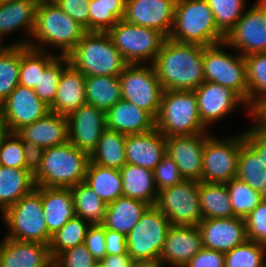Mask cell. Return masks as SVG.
Masks as SVG:
<instances>
[{
	"mask_svg": "<svg viewBox=\"0 0 266 267\" xmlns=\"http://www.w3.org/2000/svg\"><path fill=\"white\" fill-rule=\"evenodd\" d=\"M204 46L169 38L152 64L164 90L194 91L204 81Z\"/></svg>",
	"mask_w": 266,
	"mask_h": 267,
	"instance_id": "6da1fadb",
	"label": "cell"
},
{
	"mask_svg": "<svg viewBox=\"0 0 266 267\" xmlns=\"http://www.w3.org/2000/svg\"><path fill=\"white\" fill-rule=\"evenodd\" d=\"M86 32V29L66 14L54 0H39L31 36L34 37V42L24 40L10 45H25L41 51H45L47 46H53L61 50L59 55L67 56Z\"/></svg>",
	"mask_w": 266,
	"mask_h": 267,
	"instance_id": "7a4b0ae2",
	"label": "cell"
},
{
	"mask_svg": "<svg viewBox=\"0 0 266 267\" xmlns=\"http://www.w3.org/2000/svg\"><path fill=\"white\" fill-rule=\"evenodd\" d=\"M67 57L85 77L119 76L128 65L107 32L87 31Z\"/></svg>",
	"mask_w": 266,
	"mask_h": 267,
	"instance_id": "3957f363",
	"label": "cell"
},
{
	"mask_svg": "<svg viewBox=\"0 0 266 267\" xmlns=\"http://www.w3.org/2000/svg\"><path fill=\"white\" fill-rule=\"evenodd\" d=\"M169 39L188 44L212 46L224 42L206 0H177Z\"/></svg>",
	"mask_w": 266,
	"mask_h": 267,
	"instance_id": "277c9868",
	"label": "cell"
},
{
	"mask_svg": "<svg viewBox=\"0 0 266 267\" xmlns=\"http://www.w3.org/2000/svg\"><path fill=\"white\" fill-rule=\"evenodd\" d=\"M89 154L69 141L45 148L41 166L34 174L36 186L71 188L85 180Z\"/></svg>",
	"mask_w": 266,
	"mask_h": 267,
	"instance_id": "5b68a950",
	"label": "cell"
},
{
	"mask_svg": "<svg viewBox=\"0 0 266 267\" xmlns=\"http://www.w3.org/2000/svg\"><path fill=\"white\" fill-rule=\"evenodd\" d=\"M156 129L165 137L202 134V123L194 91L164 90Z\"/></svg>",
	"mask_w": 266,
	"mask_h": 267,
	"instance_id": "8992f818",
	"label": "cell"
},
{
	"mask_svg": "<svg viewBox=\"0 0 266 267\" xmlns=\"http://www.w3.org/2000/svg\"><path fill=\"white\" fill-rule=\"evenodd\" d=\"M8 233L4 237L49 245L52 235L43 217L41 186L23 196L2 213Z\"/></svg>",
	"mask_w": 266,
	"mask_h": 267,
	"instance_id": "52a82bcc",
	"label": "cell"
},
{
	"mask_svg": "<svg viewBox=\"0 0 266 267\" xmlns=\"http://www.w3.org/2000/svg\"><path fill=\"white\" fill-rule=\"evenodd\" d=\"M128 64H153L167 37L159 30L119 20L107 31Z\"/></svg>",
	"mask_w": 266,
	"mask_h": 267,
	"instance_id": "ba28073f",
	"label": "cell"
},
{
	"mask_svg": "<svg viewBox=\"0 0 266 267\" xmlns=\"http://www.w3.org/2000/svg\"><path fill=\"white\" fill-rule=\"evenodd\" d=\"M128 64L118 76L122 99L157 118L164 88L152 64ZM148 65V66H147Z\"/></svg>",
	"mask_w": 266,
	"mask_h": 267,
	"instance_id": "9c48e42d",
	"label": "cell"
},
{
	"mask_svg": "<svg viewBox=\"0 0 266 267\" xmlns=\"http://www.w3.org/2000/svg\"><path fill=\"white\" fill-rule=\"evenodd\" d=\"M171 224L155 206H150L126 235L127 251L134 261L159 260Z\"/></svg>",
	"mask_w": 266,
	"mask_h": 267,
	"instance_id": "30bf717a",
	"label": "cell"
},
{
	"mask_svg": "<svg viewBox=\"0 0 266 267\" xmlns=\"http://www.w3.org/2000/svg\"><path fill=\"white\" fill-rule=\"evenodd\" d=\"M198 189L199 181L183 179L177 185L158 191L154 206L171 225L198 226L203 220Z\"/></svg>",
	"mask_w": 266,
	"mask_h": 267,
	"instance_id": "8fae6325",
	"label": "cell"
},
{
	"mask_svg": "<svg viewBox=\"0 0 266 267\" xmlns=\"http://www.w3.org/2000/svg\"><path fill=\"white\" fill-rule=\"evenodd\" d=\"M225 43L204 46L203 66L205 81L213 82L234 91L245 103L248 101L245 58L232 56L221 47Z\"/></svg>",
	"mask_w": 266,
	"mask_h": 267,
	"instance_id": "7c38bea8",
	"label": "cell"
},
{
	"mask_svg": "<svg viewBox=\"0 0 266 267\" xmlns=\"http://www.w3.org/2000/svg\"><path fill=\"white\" fill-rule=\"evenodd\" d=\"M244 133L225 139L211 135L205 140L201 182L225 184L236 177Z\"/></svg>",
	"mask_w": 266,
	"mask_h": 267,
	"instance_id": "4fadbf2b",
	"label": "cell"
},
{
	"mask_svg": "<svg viewBox=\"0 0 266 267\" xmlns=\"http://www.w3.org/2000/svg\"><path fill=\"white\" fill-rule=\"evenodd\" d=\"M224 43L242 56L266 52V0H257L243 13L226 33Z\"/></svg>",
	"mask_w": 266,
	"mask_h": 267,
	"instance_id": "5bb4252c",
	"label": "cell"
},
{
	"mask_svg": "<svg viewBox=\"0 0 266 267\" xmlns=\"http://www.w3.org/2000/svg\"><path fill=\"white\" fill-rule=\"evenodd\" d=\"M50 112L32 88L18 85L0 105V120L10 133L32 124Z\"/></svg>",
	"mask_w": 266,
	"mask_h": 267,
	"instance_id": "9a60e30c",
	"label": "cell"
},
{
	"mask_svg": "<svg viewBox=\"0 0 266 267\" xmlns=\"http://www.w3.org/2000/svg\"><path fill=\"white\" fill-rule=\"evenodd\" d=\"M69 142L89 155L96 148L106 127V113L84 104L67 116Z\"/></svg>",
	"mask_w": 266,
	"mask_h": 267,
	"instance_id": "2e32d148",
	"label": "cell"
},
{
	"mask_svg": "<svg viewBox=\"0 0 266 267\" xmlns=\"http://www.w3.org/2000/svg\"><path fill=\"white\" fill-rule=\"evenodd\" d=\"M208 132L166 137V154L176 163L184 179L201 180L203 154Z\"/></svg>",
	"mask_w": 266,
	"mask_h": 267,
	"instance_id": "e0dca14e",
	"label": "cell"
},
{
	"mask_svg": "<svg viewBox=\"0 0 266 267\" xmlns=\"http://www.w3.org/2000/svg\"><path fill=\"white\" fill-rule=\"evenodd\" d=\"M177 0H126L123 20L153 28L169 37Z\"/></svg>",
	"mask_w": 266,
	"mask_h": 267,
	"instance_id": "ac0fdd59",
	"label": "cell"
},
{
	"mask_svg": "<svg viewBox=\"0 0 266 267\" xmlns=\"http://www.w3.org/2000/svg\"><path fill=\"white\" fill-rule=\"evenodd\" d=\"M203 247L222 253L247 240L245 220L239 217L203 219L198 224Z\"/></svg>",
	"mask_w": 266,
	"mask_h": 267,
	"instance_id": "d6986e66",
	"label": "cell"
},
{
	"mask_svg": "<svg viewBox=\"0 0 266 267\" xmlns=\"http://www.w3.org/2000/svg\"><path fill=\"white\" fill-rule=\"evenodd\" d=\"M194 92L197 97L200 119L206 127L225 118L237 106L246 104L231 89L209 81H204Z\"/></svg>",
	"mask_w": 266,
	"mask_h": 267,
	"instance_id": "ffe728a7",
	"label": "cell"
},
{
	"mask_svg": "<svg viewBox=\"0 0 266 267\" xmlns=\"http://www.w3.org/2000/svg\"><path fill=\"white\" fill-rule=\"evenodd\" d=\"M202 248V235L197 226L171 225L159 260L171 267H184Z\"/></svg>",
	"mask_w": 266,
	"mask_h": 267,
	"instance_id": "44dd1931",
	"label": "cell"
},
{
	"mask_svg": "<svg viewBox=\"0 0 266 267\" xmlns=\"http://www.w3.org/2000/svg\"><path fill=\"white\" fill-rule=\"evenodd\" d=\"M1 267H53L48 245L4 237L0 243Z\"/></svg>",
	"mask_w": 266,
	"mask_h": 267,
	"instance_id": "7402d4cb",
	"label": "cell"
},
{
	"mask_svg": "<svg viewBox=\"0 0 266 267\" xmlns=\"http://www.w3.org/2000/svg\"><path fill=\"white\" fill-rule=\"evenodd\" d=\"M125 152L127 164L154 170L166 155V137L156 128L147 133L126 135Z\"/></svg>",
	"mask_w": 266,
	"mask_h": 267,
	"instance_id": "603a6c76",
	"label": "cell"
},
{
	"mask_svg": "<svg viewBox=\"0 0 266 267\" xmlns=\"http://www.w3.org/2000/svg\"><path fill=\"white\" fill-rule=\"evenodd\" d=\"M15 134L22 141L44 148L54 147L69 141L68 119L50 111L32 124L21 127Z\"/></svg>",
	"mask_w": 266,
	"mask_h": 267,
	"instance_id": "cb8c5ba5",
	"label": "cell"
},
{
	"mask_svg": "<svg viewBox=\"0 0 266 267\" xmlns=\"http://www.w3.org/2000/svg\"><path fill=\"white\" fill-rule=\"evenodd\" d=\"M106 127L124 135L147 133L156 128V119L149 112L121 99L106 112Z\"/></svg>",
	"mask_w": 266,
	"mask_h": 267,
	"instance_id": "d4e9b609",
	"label": "cell"
},
{
	"mask_svg": "<svg viewBox=\"0 0 266 267\" xmlns=\"http://www.w3.org/2000/svg\"><path fill=\"white\" fill-rule=\"evenodd\" d=\"M86 77L71 64L62 72L53 104L49 107L51 112L68 116L84 104Z\"/></svg>",
	"mask_w": 266,
	"mask_h": 267,
	"instance_id": "484cf974",
	"label": "cell"
},
{
	"mask_svg": "<svg viewBox=\"0 0 266 267\" xmlns=\"http://www.w3.org/2000/svg\"><path fill=\"white\" fill-rule=\"evenodd\" d=\"M43 217L52 235L75 216L73 196L70 188L41 186Z\"/></svg>",
	"mask_w": 266,
	"mask_h": 267,
	"instance_id": "4316f807",
	"label": "cell"
},
{
	"mask_svg": "<svg viewBox=\"0 0 266 267\" xmlns=\"http://www.w3.org/2000/svg\"><path fill=\"white\" fill-rule=\"evenodd\" d=\"M39 0L0 1V42L5 35L21 28L32 36Z\"/></svg>",
	"mask_w": 266,
	"mask_h": 267,
	"instance_id": "83f0119b",
	"label": "cell"
},
{
	"mask_svg": "<svg viewBox=\"0 0 266 267\" xmlns=\"http://www.w3.org/2000/svg\"><path fill=\"white\" fill-rule=\"evenodd\" d=\"M123 196L143 201L154 206L158 189L153 170L133 164H125L120 169Z\"/></svg>",
	"mask_w": 266,
	"mask_h": 267,
	"instance_id": "f1b7e54d",
	"label": "cell"
},
{
	"mask_svg": "<svg viewBox=\"0 0 266 267\" xmlns=\"http://www.w3.org/2000/svg\"><path fill=\"white\" fill-rule=\"evenodd\" d=\"M149 207L150 205L143 201L121 196L108 203L102 225L106 229L127 235Z\"/></svg>",
	"mask_w": 266,
	"mask_h": 267,
	"instance_id": "f546056e",
	"label": "cell"
},
{
	"mask_svg": "<svg viewBox=\"0 0 266 267\" xmlns=\"http://www.w3.org/2000/svg\"><path fill=\"white\" fill-rule=\"evenodd\" d=\"M35 188L34 175L27 169L0 167L1 214Z\"/></svg>",
	"mask_w": 266,
	"mask_h": 267,
	"instance_id": "4dcf8cb0",
	"label": "cell"
},
{
	"mask_svg": "<svg viewBox=\"0 0 266 267\" xmlns=\"http://www.w3.org/2000/svg\"><path fill=\"white\" fill-rule=\"evenodd\" d=\"M84 182L107 204L123 196L119 169L103 167L89 161Z\"/></svg>",
	"mask_w": 266,
	"mask_h": 267,
	"instance_id": "1f68e13d",
	"label": "cell"
},
{
	"mask_svg": "<svg viewBox=\"0 0 266 267\" xmlns=\"http://www.w3.org/2000/svg\"><path fill=\"white\" fill-rule=\"evenodd\" d=\"M86 103L104 111L112 108L121 96L118 76H88L85 79Z\"/></svg>",
	"mask_w": 266,
	"mask_h": 267,
	"instance_id": "d6a6232c",
	"label": "cell"
},
{
	"mask_svg": "<svg viewBox=\"0 0 266 267\" xmlns=\"http://www.w3.org/2000/svg\"><path fill=\"white\" fill-rule=\"evenodd\" d=\"M125 139L126 135L106 129L89 155L90 162L120 170L126 164Z\"/></svg>",
	"mask_w": 266,
	"mask_h": 267,
	"instance_id": "836d02e7",
	"label": "cell"
},
{
	"mask_svg": "<svg viewBox=\"0 0 266 267\" xmlns=\"http://www.w3.org/2000/svg\"><path fill=\"white\" fill-rule=\"evenodd\" d=\"M198 194L203 219L235 217L225 184L199 181Z\"/></svg>",
	"mask_w": 266,
	"mask_h": 267,
	"instance_id": "e575fe53",
	"label": "cell"
},
{
	"mask_svg": "<svg viewBox=\"0 0 266 267\" xmlns=\"http://www.w3.org/2000/svg\"><path fill=\"white\" fill-rule=\"evenodd\" d=\"M73 196L75 215L90 225L103 224L108 204L84 181L70 188Z\"/></svg>",
	"mask_w": 266,
	"mask_h": 267,
	"instance_id": "d590c367",
	"label": "cell"
},
{
	"mask_svg": "<svg viewBox=\"0 0 266 267\" xmlns=\"http://www.w3.org/2000/svg\"><path fill=\"white\" fill-rule=\"evenodd\" d=\"M29 46H20L19 85L34 89L45 68L58 56Z\"/></svg>",
	"mask_w": 266,
	"mask_h": 267,
	"instance_id": "8d00e7d4",
	"label": "cell"
},
{
	"mask_svg": "<svg viewBox=\"0 0 266 267\" xmlns=\"http://www.w3.org/2000/svg\"><path fill=\"white\" fill-rule=\"evenodd\" d=\"M248 84V112L266 98V52L244 56ZM258 95V96H257Z\"/></svg>",
	"mask_w": 266,
	"mask_h": 267,
	"instance_id": "74e56055",
	"label": "cell"
},
{
	"mask_svg": "<svg viewBox=\"0 0 266 267\" xmlns=\"http://www.w3.org/2000/svg\"><path fill=\"white\" fill-rule=\"evenodd\" d=\"M126 0H90L89 31L107 32L125 13Z\"/></svg>",
	"mask_w": 266,
	"mask_h": 267,
	"instance_id": "f35d334b",
	"label": "cell"
},
{
	"mask_svg": "<svg viewBox=\"0 0 266 267\" xmlns=\"http://www.w3.org/2000/svg\"><path fill=\"white\" fill-rule=\"evenodd\" d=\"M89 226L88 222L75 215L52 234L48 245L52 259L54 260L61 252L84 243Z\"/></svg>",
	"mask_w": 266,
	"mask_h": 267,
	"instance_id": "ab89813d",
	"label": "cell"
},
{
	"mask_svg": "<svg viewBox=\"0 0 266 267\" xmlns=\"http://www.w3.org/2000/svg\"><path fill=\"white\" fill-rule=\"evenodd\" d=\"M20 45H4L0 50V105L19 85Z\"/></svg>",
	"mask_w": 266,
	"mask_h": 267,
	"instance_id": "60d3db41",
	"label": "cell"
},
{
	"mask_svg": "<svg viewBox=\"0 0 266 267\" xmlns=\"http://www.w3.org/2000/svg\"><path fill=\"white\" fill-rule=\"evenodd\" d=\"M266 169L261 157L244 141L238 157L236 177L260 191L264 185Z\"/></svg>",
	"mask_w": 266,
	"mask_h": 267,
	"instance_id": "b9f144b4",
	"label": "cell"
},
{
	"mask_svg": "<svg viewBox=\"0 0 266 267\" xmlns=\"http://www.w3.org/2000/svg\"><path fill=\"white\" fill-rule=\"evenodd\" d=\"M225 185L235 217L244 219L262 201L259 191L254 190L238 177L232 178Z\"/></svg>",
	"mask_w": 266,
	"mask_h": 267,
	"instance_id": "7bdbcfd3",
	"label": "cell"
},
{
	"mask_svg": "<svg viewBox=\"0 0 266 267\" xmlns=\"http://www.w3.org/2000/svg\"><path fill=\"white\" fill-rule=\"evenodd\" d=\"M265 256V245L246 240L225 253L224 267H266Z\"/></svg>",
	"mask_w": 266,
	"mask_h": 267,
	"instance_id": "ee69618b",
	"label": "cell"
},
{
	"mask_svg": "<svg viewBox=\"0 0 266 267\" xmlns=\"http://www.w3.org/2000/svg\"><path fill=\"white\" fill-rule=\"evenodd\" d=\"M70 64L67 56L58 55L46 68L38 84L33 89L38 97L50 107L58 89V82L63 70Z\"/></svg>",
	"mask_w": 266,
	"mask_h": 267,
	"instance_id": "f6af8a7d",
	"label": "cell"
},
{
	"mask_svg": "<svg viewBox=\"0 0 266 267\" xmlns=\"http://www.w3.org/2000/svg\"><path fill=\"white\" fill-rule=\"evenodd\" d=\"M214 14L217 27L226 35L240 19L245 0H206Z\"/></svg>",
	"mask_w": 266,
	"mask_h": 267,
	"instance_id": "bcb514c9",
	"label": "cell"
},
{
	"mask_svg": "<svg viewBox=\"0 0 266 267\" xmlns=\"http://www.w3.org/2000/svg\"><path fill=\"white\" fill-rule=\"evenodd\" d=\"M0 164L3 167L25 168L22 140L15 133L7 132L0 142Z\"/></svg>",
	"mask_w": 266,
	"mask_h": 267,
	"instance_id": "7dc6e473",
	"label": "cell"
},
{
	"mask_svg": "<svg viewBox=\"0 0 266 267\" xmlns=\"http://www.w3.org/2000/svg\"><path fill=\"white\" fill-rule=\"evenodd\" d=\"M244 220L247 240L266 246V201H261Z\"/></svg>",
	"mask_w": 266,
	"mask_h": 267,
	"instance_id": "c3c4849f",
	"label": "cell"
},
{
	"mask_svg": "<svg viewBox=\"0 0 266 267\" xmlns=\"http://www.w3.org/2000/svg\"><path fill=\"white\" fill-rule=\"evenodd\" d=\"M97 260L84 243L61 252L54 260L53 267H93Z\"/></svg>",
	"mask_w": 266,
	"mask_h": 267,
	"instance_id": "681fc988",
	"label": "cell"
},
{
	"mask_svg": "<svg viewBox=\"0 0 266 267\" xmlns=\"http://www.w3.org/2000/svg\"><path fill=\"white\" fill-rule=\"evenodd\" d=\"M153 173L158 191L177 185L184 179L176 163L167 154L157 164Z\"/></svg>",
	"mask_w": 266,
	"mask_h": 267,
	"instance_id": "f907efd6",
	"label": "cell"
},
{
	"mask_svg": "<svg viewBox=\"0 0 266 267\" xmlns=\"http://www.w3.org/2000/svg\"><path fill=\"white\" fill-rule=\"evenodd\" d=\"M84 244L97 261L102 260L106 256L105 227L102 224L90 225Z\"/></svg>",
	"mask_w": 266,
	"mask_h": 267,
	"instance_id": "816d5d0a",
	"label": "cell"
},
{
	"mask_svg": "<svg viewBox=\"0 0 266 267\" xmlns=\"http://www.w3.org/2000/svg\"><path fill=\"white\" fill-rule=\"evenodd\" d=\"M57 5L73 20L89 31L90 0H54Z\"/></svg>",
	"mask_w": 266,
	"mask_h": 267,
	"instance_id": "f5cc1de1",
	"label": "cell"
},
{
	"mask_svg": "<svg viewBox=\"0 0 266 267\" xmlns=\"http://www.w3.org/2000/svg\"><path fill=\"white\" fill-rule=\"evenodd\" d=\"M225 253L202 248L184 267H224Z\"/></svg>",
	"mask_w": 266,
	"mask_h": 267,
	"instance_id": "db71d44e",
	"label": "cell"
},
{
	"mask_svg": "<svg viewBox=\"0 0 266 267\" xmlns=\"http://www.w3.org/2000/svg\"><path fill=\"white\" fill-rule=\"evenodd\" d=\"M244 141L261 157L264 169H266V130L253 125L244 131Z\"/></svg>",
	"mask_w": 266,
	"mask_h": 267,
	"instance_id": "11a10c76",
	"label": "cell"
},
{
	"mask_svg": "<svg viewBox=\"0 0 266 267\" xmlns=\"http://www.w3.org/2000/svg\"><path fill=\"white\" fill-rule=\"evenodd\" d=\"M22 144L24 148L25 169L34 175L41 166L45 148L26 141H22Z\"/></svg>",
	"mask_w": 266,
	"mask_h": 267,
	"instance_id": "9f6ffc18",
	"label": "cell"
},
{
	"mask_svg": "<svg viewBox=\"0 0 266 267\" xmlns=\"http://www.w3.org/2000/svg\"><path fill=\"white\" fill-rule=\"evenodd\" d=\"M106 255H119L128 253L126 235L121 232L105 228Z\"/></svg>",
	"mask_w": 266,
	"mask_h": 267,
	"instance_id": "6f0895ef",
	"label": "cell"
},
{
	"mask_svg": "<svg viewBox=\"0 0 266 267\" xmlns=\"http://www.w3.org/2000/svg\"><path fill=\"white\" fill-rule=\"evenodd\" d=\"M102 261L106 267H132L134 260L128 253L119 255H106Z\"/></svg>",
	"mask_w": 266,
	"mask_h": 267,
	"instance_id": "680465c9",
	"label": "cell"
},
{
	"mask_svg": "<svg viewBox=\"0 0 266 267\" xmlns=\"http://www.w3.org/2000/svg\"><path fill=\"white\" fill-rule=\"evenodd\" d=\"M250 117L254 119V126L266 130V98L259 102L251 111Z\"/></svg>",
	"mask_w": 266,
	"mask_h": 267,
	"instance_id": "91938a15",
	"label": "cell"
},
{
	"mask_svg": "<svg viewBox=\"0 0 266 267\" xmlns=\"http://www.w3.org/2000/svg\"><path fill=\"white\" fill-rule=\"evenodd\" d=\"M132 267H164V264L160 260H143L134 261Z\"/></svg>",
	"mask_w": 266,
	"mask_h": 267,
	"instance_id": "94428289",
	"label": "cell"
},
{
	"mask_svg": "<svg viewBox=\"0 0 266 267\" xmlns=\"http://www.w3.org/2000/svg\"><path fill=\"white\" fill-rule=\"evenodd\" d=\"M260 195H261V199L262 201H266V175H265V181H264V185L261 188V190L259 191Z\"/></svg>",
	"mask_w": 266,
	"mask_h": 267,
	"instance_id": "6125c7cd",
	"label": "cell"
},
{
	"mask_svg": "<svg viewBox=\"0 0 266 267\" xmlns=\"http://www.w3.org/2000/svg\"><path fill=\"white\" fill-rule=\"evenodd\" d=\"M7 132L8 131H7L6 127L4 126L2 121L0 120V142H1L2 138L6 135Z\"/></svg>",
	"mask_w": 266,
	"mask_h": 267,
	"instance_id": "be15d7a7",
	"label": "cell"
},
{
	"mask_svg": "<svg viewBox=\"0 0 266 267\" xmlns=\"http://www.w3.org/2000/svg\"><path fill=\"white\" fill-rule=\"evenodd\" d=\"M93 267H106L102 260L96 261Z\"/></svg>",
	"mask_w": 266,
	"mask_h": 267,
	"instance_id": "e7e4bbea",
	"label": "cell"
}]
</instances>
